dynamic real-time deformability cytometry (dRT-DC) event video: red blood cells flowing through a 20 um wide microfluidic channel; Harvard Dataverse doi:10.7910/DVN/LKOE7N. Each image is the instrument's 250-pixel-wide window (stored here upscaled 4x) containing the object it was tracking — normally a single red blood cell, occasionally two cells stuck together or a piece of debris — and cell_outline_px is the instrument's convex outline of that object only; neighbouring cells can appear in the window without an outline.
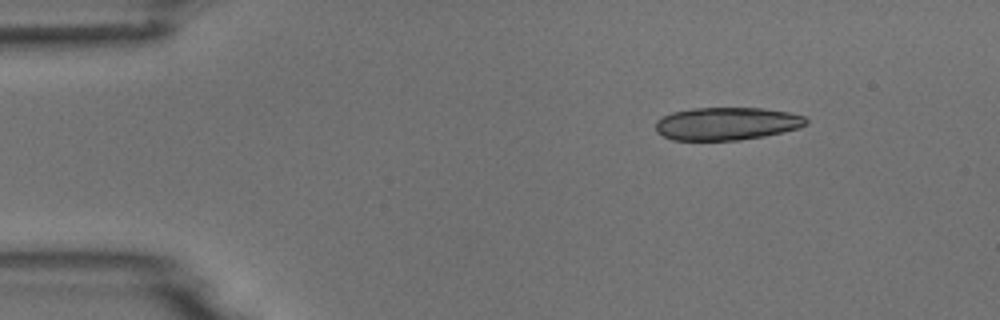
{"species": "common noctule bat (a hibernating species)", "species_latin": "Nyctalus noctula", "temperature_condition": "room temperature", "stored_images_in_passage": 7, "camera_frame_rate_fps": 3000, "um_per_image_px": 0.085, "animal": {"sex": "male", "body_mass_g": 18.8}, "frame": {"image": 1, "passage_image": 1, "time_ms": 0.0, "image_size_px": [1000, 320], "cell_outline_px": [[808, 124], [800, 128], [764, 136], [740, 140], [672, 140], [656, 132], [656, 120], [672, 112], [692, 108], [764, 108], [788, 112], [804, 116], [808, 120]], "centroid_in_image_um": [61.79, 10.51], "position_along_channel_um": 23.2, "area_um2": 28.9}}
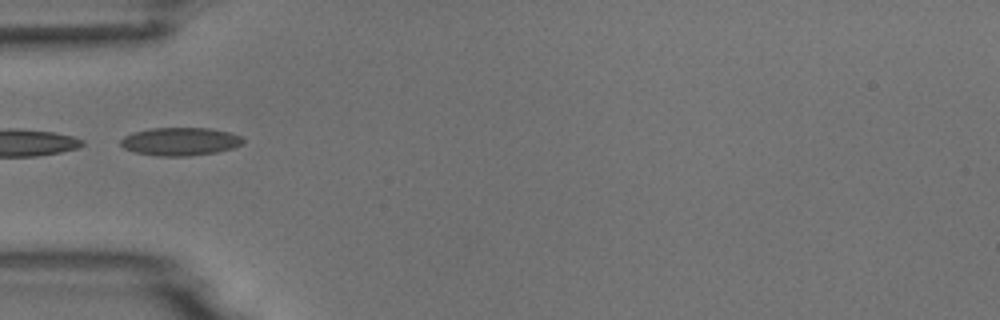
{"frame": {"image": 2, "passage_image": 3, "time_ms": 3.333, "image_size_px": [1000, 320], "cell_outline_px": [[244, 144], [232, 148], [216, 152], [188, 156], [156, 156], [136, 152], [124, 148], [120, 144], [120, 140], [124, 136], [132, 132], [152, 128], [212, 128], [228, 132], [240, 136], [244, 140]], "centroid_in_image_um": [15.31, 12.02], "position_along_channel_um": 69.7, "area_um2": 20.06}}
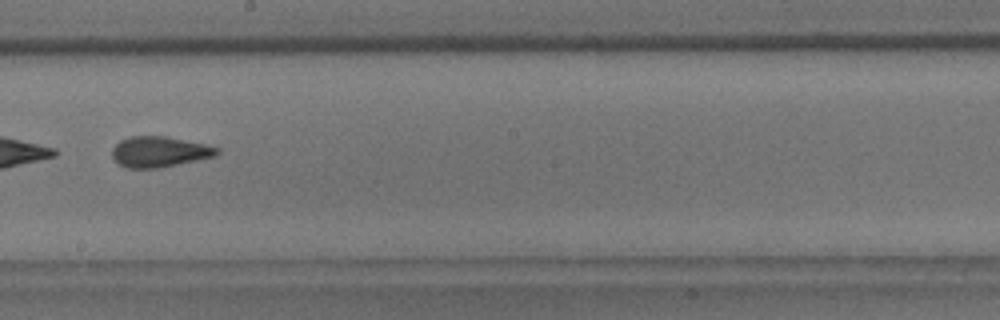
{"frame": {"image": 3, "passage_image": 7, "time_ms": 7.667, "image_size_px": [1000, 320], "cell_outline_px": [[220, 152], [216, 156], [156, 168], [128, 168], [120, 164], [112, 156], [112, 148], [120, 140], [132, 136], [164, 136], [204, 144], [220, 148]], "centroid_in_image_um": [13.55, 12.89], "position_along_channel_um": 234.7, "area_um2": 18.44}}